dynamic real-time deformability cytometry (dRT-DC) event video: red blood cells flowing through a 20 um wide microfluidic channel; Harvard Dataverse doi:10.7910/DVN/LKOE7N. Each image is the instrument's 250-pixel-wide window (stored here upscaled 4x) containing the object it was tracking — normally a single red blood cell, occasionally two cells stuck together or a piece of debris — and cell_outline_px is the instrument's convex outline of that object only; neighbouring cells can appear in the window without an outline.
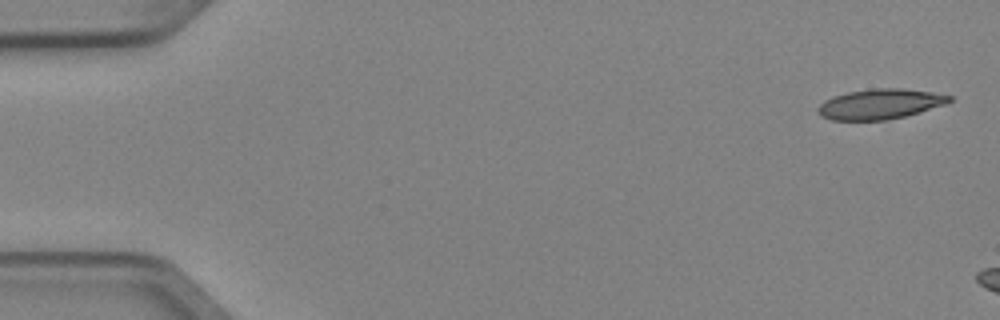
{"species": "Egyptian fruit bat (a non-hibernating species)", "species_latin": "Rousettus aegyptiacus", "temperature_condition": "cold", "stored_images_in_passage": 3, "camera_frame_rate_fps": 3000, "um_per_image_px": 0.085, "animal": {"sex": "female"}, "frame": {"image": 1, "passage_image": 1, "time_ms": 0.0, "image_size_px": [1000, 320], "cell_outline_px": [[952, 100], [944, 104], [920, 112], [904, 116], [884, 120], [832, 120], [820, 116], [816, 112], [816, 108], [824, 100], [832, 96], [848, 92], [872, 88], [904, 88], [932, 92], [952, 96]], "centroid_in_image_um": [74.75, 8.84], "position_along_channel_um": 10.2, "area_um2": 23.18}}